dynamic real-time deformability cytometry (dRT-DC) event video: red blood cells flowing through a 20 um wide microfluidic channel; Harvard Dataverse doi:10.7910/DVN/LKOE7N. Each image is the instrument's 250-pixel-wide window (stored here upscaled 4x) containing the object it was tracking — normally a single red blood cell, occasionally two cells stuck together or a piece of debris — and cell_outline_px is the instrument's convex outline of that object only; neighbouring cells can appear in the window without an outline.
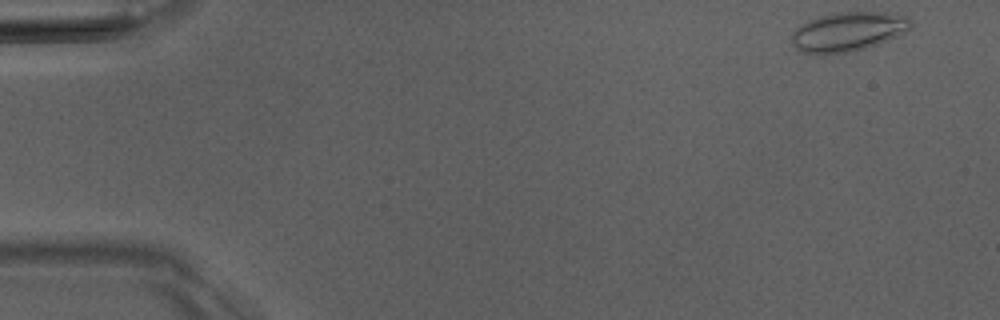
{"species": "Egyptian fruit bat (a non-hibernating species)", "species_latin": "Rousettus aegyptiacus", "temperature_condition": "room temperature", "stored_images_in_passage": 5, "camera_frame_rate_fps": 3000, "um_per_image_px": 0.085, "animal": {"sex": "male"}, "frame": {"image": 1, "passage_image": 1, "time_ms": 0.0, "image_size_px": [1000, 320], "cell_outline_px": [[912, 28], [896, 36], [856, 52], [816, 56], [800, 52], [792, 44], [792, 32], [800, 24], [808, 20], [832, 12], [884, 12], [908, 16], [912, 20]], "centroid_in_image_um": [72.04, 2.71], "position_along_channel_um": 13.0, "area_um2": 27.92}}